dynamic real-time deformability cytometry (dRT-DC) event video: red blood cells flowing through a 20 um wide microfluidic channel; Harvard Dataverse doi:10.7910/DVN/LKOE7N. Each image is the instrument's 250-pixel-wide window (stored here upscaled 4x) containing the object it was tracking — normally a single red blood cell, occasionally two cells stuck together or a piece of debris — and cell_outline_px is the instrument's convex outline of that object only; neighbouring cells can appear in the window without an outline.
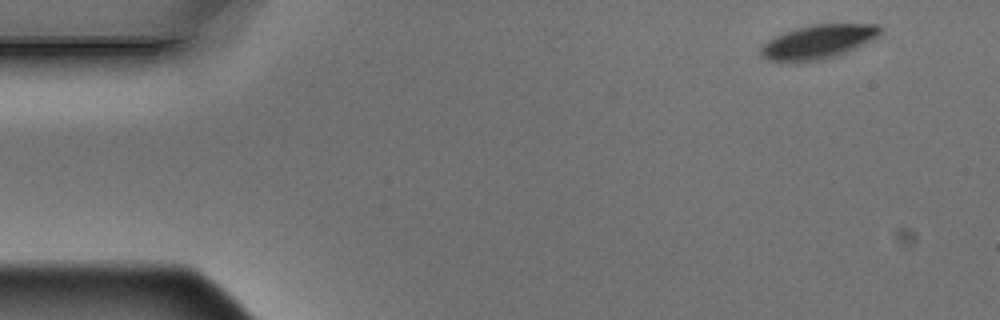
{"species": "Egyptian fruit bat (a non-hibernating species)", "species_latin": "Rousettus aegyptiacus", "temperature_condition": "warm", "stored_images_in_passage": 5, "camera_frame_rate_fps": 3000, "um_per_image_px": 0.085, "animal": {"sex": "male"}, "frame": {"image": 1, "passage_image": 1, "time_ms": 0.0, "image_size_px": [1000, 320], "cell_outline_px": [[884, 28], [880, 36], [856, 48], [836, 56], [820, 60], [780, 64], [768, 60], [760, 52], [760, 44], [784, 32], [796, 28], [812, 24], [880, 24]], "centroid_in_image_um": [69.54, 3.57], "position_along_channel_um": 15.5, "area_um2": 24.22}}
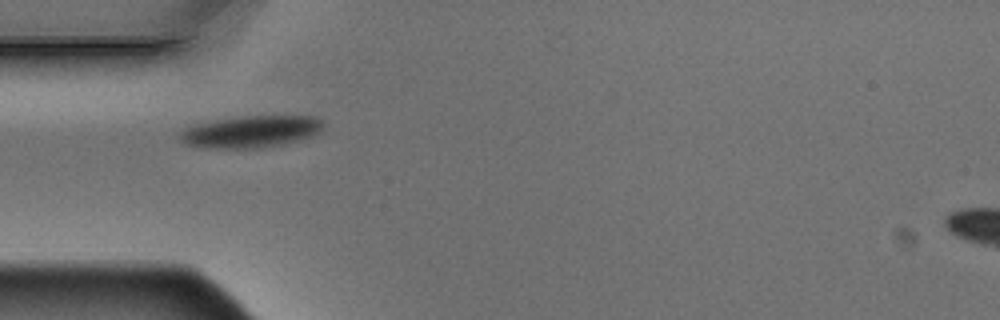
{"frame": {"image": 2, "passage_image": 4, "time_ms": 1.0, "image_size_px": [1000, 320], "cell_outline_px": [[324, 124], [320, 132], [312, 136], [264, 148], [208, 148], [184, 144], [176, 136], [184, 128], [192, 124], [240, 116], [312, 116], [324, 120]], "centroid_in_image_um": [21.28, 11.18], "position_along_channel_um": 63.7, "area_um2": 26.88}}
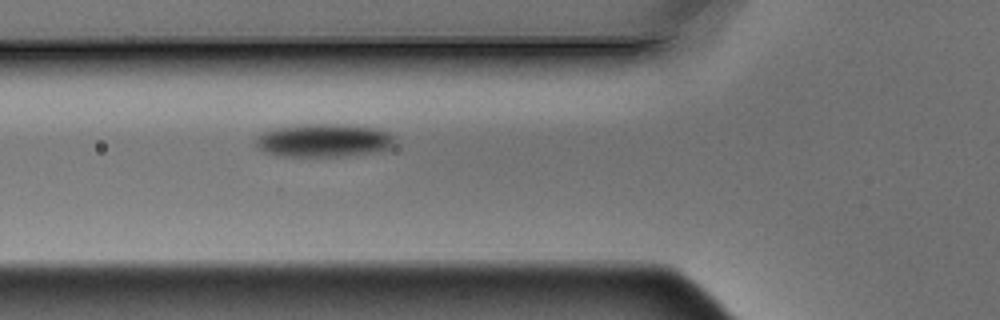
{"frame": {"image": 3, "passage_image": 5, "time_ms": 1.333, "image_size_px": [1000, 320], "cell_outline_px": [[392, 148], [368, 152], [340, 156], [276, 156], [256, 148], [256, 136], [264, 132], [276, 128], [304, 124], [340, 124], [380, 128], [388, 132], [392, 136]], "centroid_in_image_um": [27.47, 11.93], "position_along_channel_um": 98.3, "area_um2": 26.7}}